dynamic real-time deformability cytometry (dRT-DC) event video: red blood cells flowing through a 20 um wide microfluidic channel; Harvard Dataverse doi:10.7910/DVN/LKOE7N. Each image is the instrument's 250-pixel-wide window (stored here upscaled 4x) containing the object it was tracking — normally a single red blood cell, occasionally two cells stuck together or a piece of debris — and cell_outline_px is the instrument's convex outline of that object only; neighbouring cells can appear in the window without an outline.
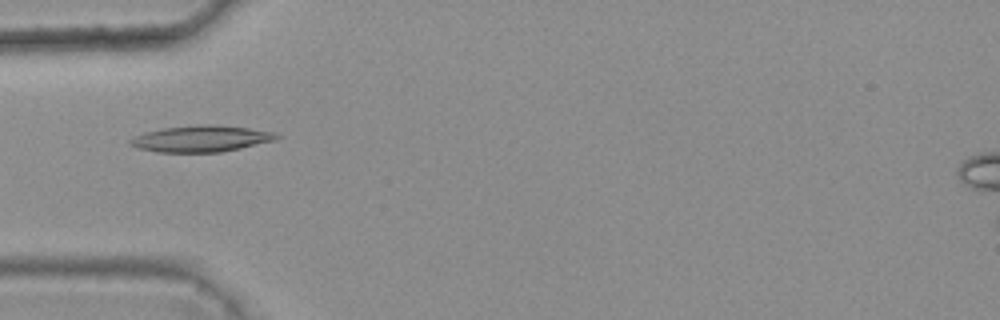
{"species": "common noctule bat (a hibernating species)", "species_latin": "Nyctalus noctula", "temperature_condition": "warm", "stored_images_in_passage": 3, "camera_frame_rate_fps": 3000, "um_per_image_px": 0.085, "animal": {"sex": "female", "body_mass_g": 25.1}, "frame": {"image": 1, "passage_image": 3, "time_ms": 0.667, "image_size_px": [1000, 320], "cell_outline_px": [[280, 136], [276, 140], [240, 148], [220, 152], [156, 152], [136, 148], [128, 144], [128, 140], [144, 132], [164, 128], [196, 124], [216, 124], [248, 128], [276, 132]], "centroid_in_image_um": [17.08, 11.78], "position_along_channel_um": 67.9, "area_um2": 22.66}}